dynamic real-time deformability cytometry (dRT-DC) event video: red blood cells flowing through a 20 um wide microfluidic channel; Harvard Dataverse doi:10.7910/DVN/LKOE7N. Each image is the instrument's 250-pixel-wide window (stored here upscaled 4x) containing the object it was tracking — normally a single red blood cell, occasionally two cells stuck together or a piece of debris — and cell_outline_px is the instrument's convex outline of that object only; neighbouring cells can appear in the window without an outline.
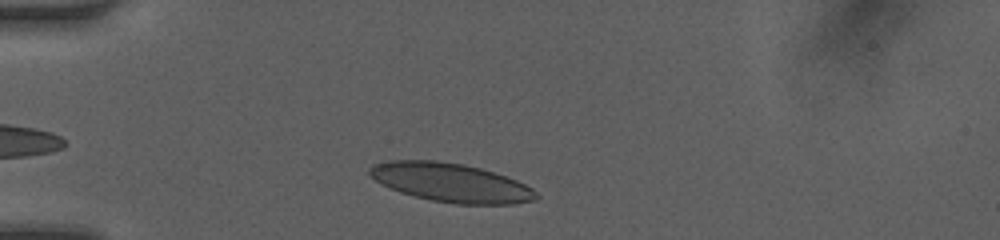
{"species": "human", "species_latin": "Homo sapiens", "temperature_condition": "room temperature", "stored_images_in_passage": 32, "camera_frame_rate_fps": 3000, "um_per_image_px": 0.085, "donor": {"sex": "female"}, "frame": {"image": 1, "passage_image": 3, "time_ms": 0.667, "image_size_px": [1000, 240], "cell_outline_px": [[540, 196], [536, 200], [512, 204], [456, 204], [432, 200], [400, 192], [376, 180], [368, 172], [368, 168], [372, 164], [388, 160], [436, 160], [464, 164], [480, 168], [516, 180], [532, 188]], "centroid_in_image_um": [38.33, 15.51], "position_along_channel_um": 46.7, "area_um2": 37.45}}
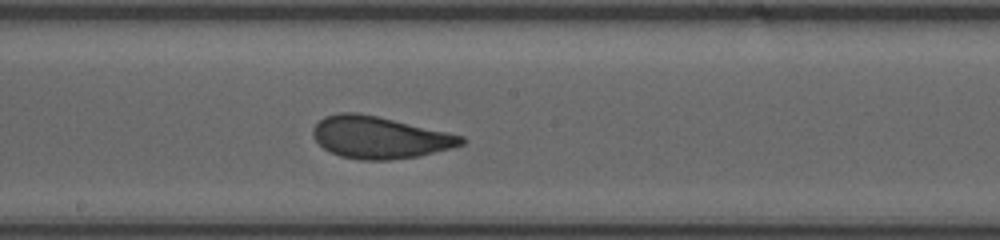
{"frame": {"image": 2, "passage_image": 17, "time_ms": 5.333, "image_size_px": [1000, 240], "cell_outline_px": [[464, 144], [452, 148], [420, 156], [388, 160], [360, 160], [340, 156], [324, 148], [312, 136], [312, 128], [324, 116], [336, 112], [356, 112], [376, 116], [448, 132], [464, 136]], "centroid_in_image_um": [32.26, 11.68], "position_along_channel_um": 215.9, "area_um2": 36.3}}
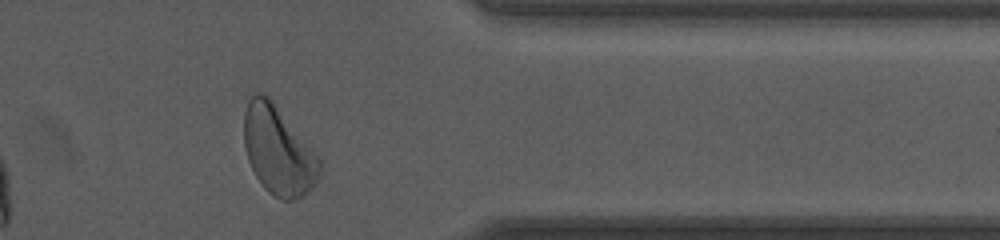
{"frame": {"image": 3, "passage_image": 30, "time_ms": 9.667, "image_size_px": [1000, 240], "cell_outline_px": [[320, 176], [316, 184], [304, 196], [292, 200], [280, 200], [268, 192], [264, 188], [256, 176], [248, 160], [244, 144], [244, 112], [248, 100], [256, 92], [264, 92], [272, 100], [320, 160]], "centroid_in_image_um": [23.63, 12.82], "position_along_channel_um": 387.8, "area_um2": 38.73}, "authors_computed_cell_mechanics": {"area_um2": 36.3273, "velocity_mm_per_s": 4.2185, "shape_relaxation_time_tau1_ms": 3.2628, "shape_relaxation_time_tau2_ms": 0.7601, "deformation_change_tau1": 0.1353, "deformation_change_tau2": 0.0532}}